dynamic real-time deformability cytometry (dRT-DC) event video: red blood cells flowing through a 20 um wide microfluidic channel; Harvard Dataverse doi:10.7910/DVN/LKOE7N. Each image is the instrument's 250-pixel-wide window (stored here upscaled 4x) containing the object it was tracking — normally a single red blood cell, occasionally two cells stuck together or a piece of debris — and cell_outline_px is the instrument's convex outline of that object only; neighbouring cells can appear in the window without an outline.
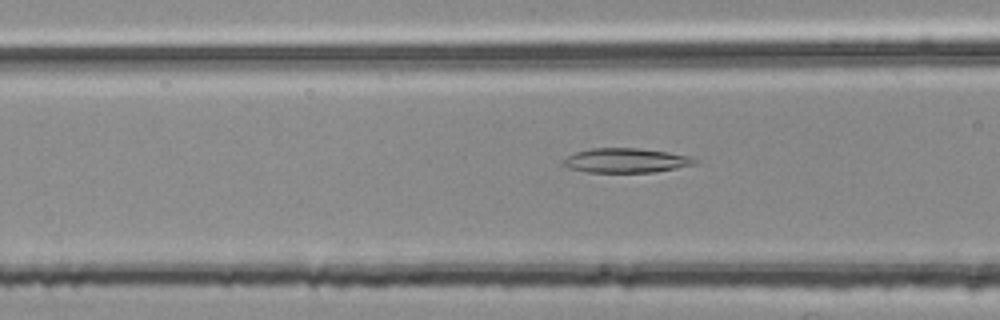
{"species": "common noctule bat (a hibernating species)", "species_latin": "Nyctalus noctula", "temperature_condition": "room temperature", "stored_images_in_passage": 54, "camera_frame_rate_fps": 3000, "um_per_image_px": 0.085, "animal": {"sex": "female", "body_mass_g": 25.1}, "frame": {"image": 1, "passage_image": 21, "time_ms": 6.667, "image_size_px": [1000, 320], "cell_outline_px": [[700, 160], [696, 164], [656, 172], [588, 172], [568, 168], [560, 164], [560, 160], [576, 152], [592, 148], [636, 148], [668, 152], [692, 156]], "centroid_in_image_um": [53.21, 13.64], "position_along_channel_um": 113.4, "area_um2": 18.96}}
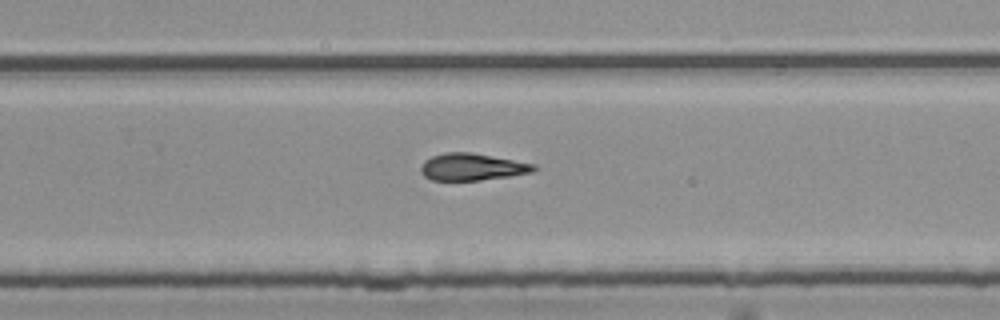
{"frame": {"image": 2, "passage_image": 35, "time_ms": 11.333, "image_size_px": [1000, 320], "cell_outline_px": [[536, 168], [532, 172], [508, 176], [480, 180], [432, 180], [424, 176], [420, 172], [420, 168], [424, 160], [432, 156], [444, 152], [472, 152], [536, 164]], "centroid_in_image_um": [40.1, 14.18], "position_along_channel_um": 289.7, "area_um2": 17.8}}
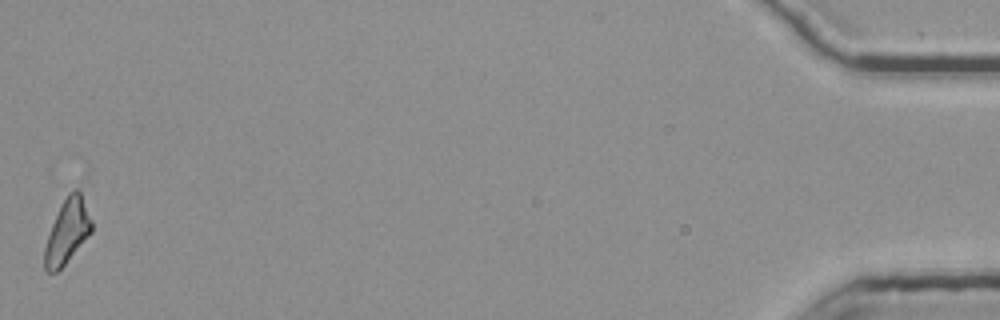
{"frame": {"image": 3, "passage_image": 54, "time_ms": 17.667, "image_size_px": [1000, 320], "cell_outline_px": [[92, 232], [64, 264], [56, 272], [48, 272], [44, 268], [44, 248], [52, 224], [68, 192], [76, 188], [80, 192], [92, 220]], "centroid_in_image_um": [5.72, 19.67], "position_along_channel_um": 429.5, "area_um2": 17.17}, "authors_computed_cell_mechanics": {"area_um2": 18.1781, "velocity_mm_per_s": 3.7793, "shape_relaxation_time_tau1_ms": null, "shape_relaxation_time_tau2_ms": 5.1333, "deformation_change_tau1": null, "deformation_change_tau2": 0.1596}}